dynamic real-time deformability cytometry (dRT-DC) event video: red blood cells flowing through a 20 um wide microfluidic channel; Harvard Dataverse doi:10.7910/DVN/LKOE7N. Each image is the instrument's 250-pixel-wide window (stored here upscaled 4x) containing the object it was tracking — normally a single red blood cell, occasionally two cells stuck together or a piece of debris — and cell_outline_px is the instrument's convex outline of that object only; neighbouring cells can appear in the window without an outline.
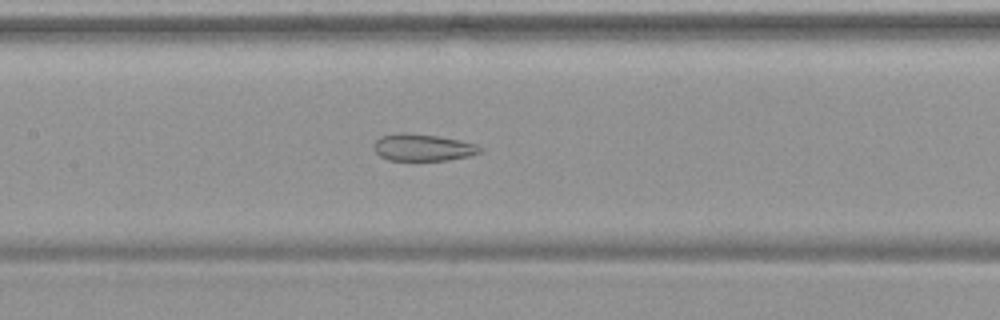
{"species": "common noctule bat (a hibernating species)", "species_latin": "Nyctalus noctula", "temperature_condition": "warm", "stored_images_in_passage": 55, "camera_frame_rate_fps": 3000, "um_per_image_px": 0.085, "animal": {"sex": "female", "body_mass_g": 19.9}, "frame": {"image": 1, "passage_image": 27, "time_ms": 8.667, "image_size_px": [1000, 320], "cell_outline_px": [[484, 148], [480, 152], [468, 156], [448, 160], [388, 160], [380, 156], [372, 148], [372, 144], [380, 136], [396, 132], [404, 132], [436, 136], [460, 140], [476, 144]], "centroid_in_image_um": [35.9, 12.52], "position_along_channel_um": 171.5, "area_um2": 16.82}}
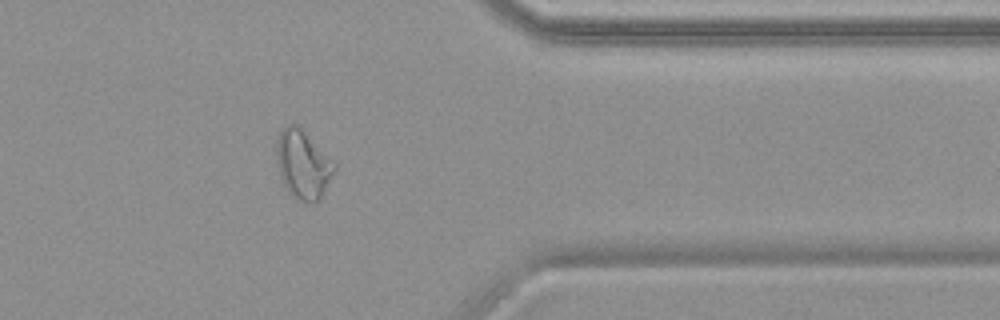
{"frame": {"image": 2, "passage_image": 45, "time_ms": 14.667, "image_size_px": [1000, 320], "cell_outline_px": [[336, 168], [316, 204], [312, 204], [296, 200], [284, 188], [280, 176], [276, 160], [276, 140], [280, 132], [288, 124], [296, 124], [336, 164]], "centroid_in_image_um": [25.71, 14.02], "position_along_channel_um": 385.7, "area_um2": 22.95}}
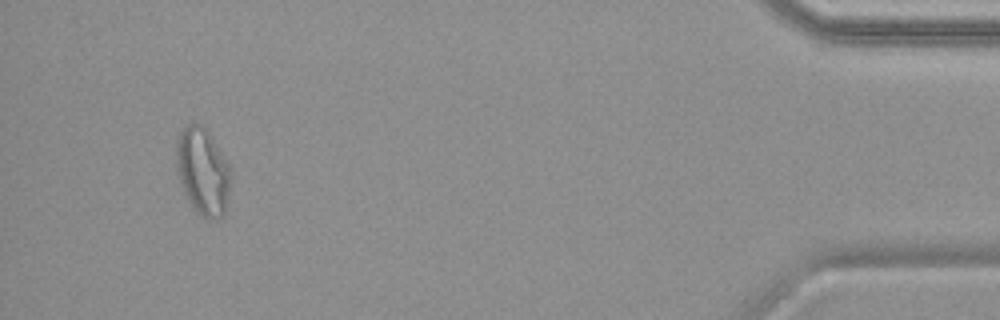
{"frame": {"image": 3, "passage_image": 52, "time_ms": 17.0, "image_size_px": [1000, 320], "cell_outline_px": [[232, 172], [224, 216], [208, 220], [200, 216], [196, 212], [188, 200], [184, 192], [176, 172], [176, 140], [180, 132], [188, 124], [200, 124], [212, 136], [232, 168]], "centroid_in_image_um": [17.24, 14.58], "position_along_channel_um": 418.0, "area_um2": 27.98}, "authors_computed_cell_mechanics": {"area_um2": 24.0448, "velocity_mm_per_s": 3.7727, "shape_relaxation_time_tau1_ms": null, "shape_relaxation_time_tau2_ms": 1.8882, "deformation_change_tau1": null, "deformation_change_tau2": 0.0911}}